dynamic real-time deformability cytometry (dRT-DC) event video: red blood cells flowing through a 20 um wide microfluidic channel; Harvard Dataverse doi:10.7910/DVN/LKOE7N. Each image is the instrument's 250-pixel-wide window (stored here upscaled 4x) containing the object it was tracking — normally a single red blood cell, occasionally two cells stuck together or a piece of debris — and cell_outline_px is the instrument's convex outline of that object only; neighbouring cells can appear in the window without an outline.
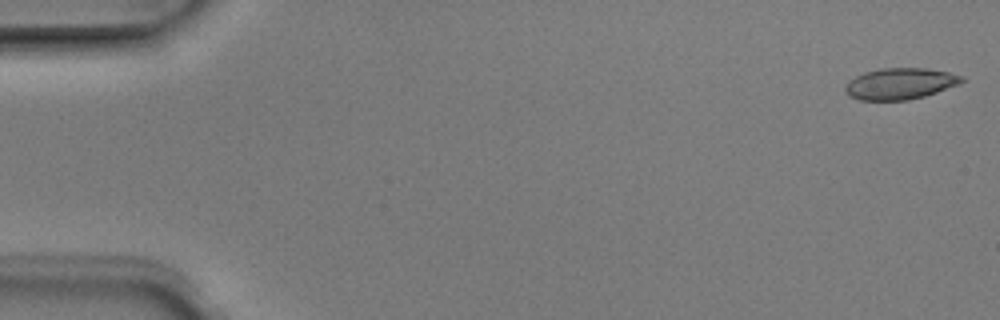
{"species": "Egyptian fruit bat (a non-hibernating species)", "species_latin": "Rousettus aegyptiacus", "temperature_condition": "room temperature", "stored_images_in_passage": 5, "camera_frame_rate_fps": 3000, "um_per_image_px": 0.085, "animal": {"sex": "male"}, "frame": {"image": 1, "passage_image": 1, "time_ms": 0.0, "image_size_px": [1000, 320], "cell_outline_px": [[964, 80], [960, 84], [924, 96], [908, 100], [860, 100], [848, 96], [844, 92], [844, 88], [848, 80], [864, 72], [880, 68], [924, 68], [948, 72], [964, 76]], "centroid_in_image_um": [76.48, 7.11], "position_along_channel_um": 8.5, "area_um2": 21.39}}
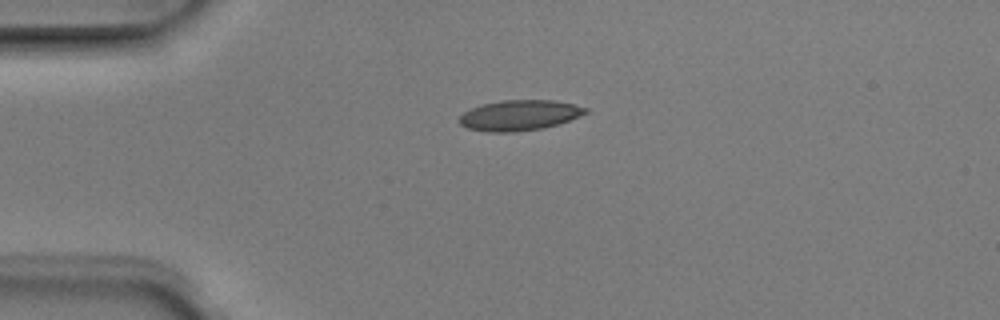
{"frame": {"image": 2, "passage_image": 4, "time_ms": 1.0, "image_size_px": [1000, 320], "cell_outline_px": [[588, 112], [580, 116], [544, 128], [516, 132], [488, 132], [468, 128], [460, 124], [460, 116], [464, 112], [472, 108], [484, 104], [500, 100], [552, 100], [572, 104], [588, 108]], "centroid_in_image_um": [44.15, 9.8], "position_along_channel_um": 40.8, "area_um2": 22.2}}